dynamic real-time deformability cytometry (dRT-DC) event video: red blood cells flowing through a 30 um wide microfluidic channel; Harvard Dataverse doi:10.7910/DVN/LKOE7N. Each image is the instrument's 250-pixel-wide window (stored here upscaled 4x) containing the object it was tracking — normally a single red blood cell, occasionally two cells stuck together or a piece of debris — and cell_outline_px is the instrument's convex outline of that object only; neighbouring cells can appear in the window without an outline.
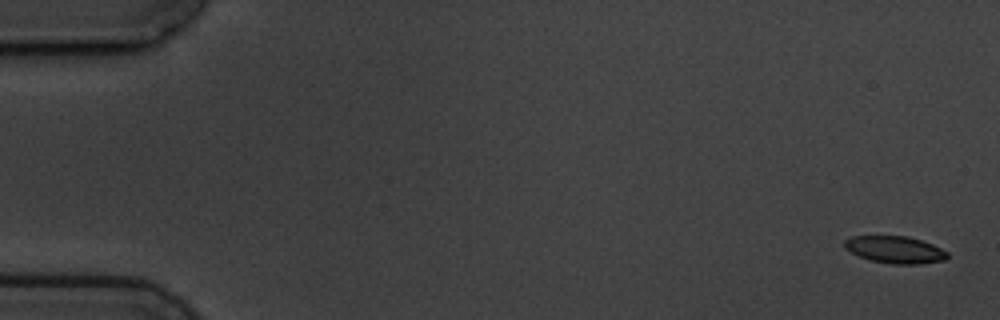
{"species": "common noctule bat (a hibernating species)", "species_latin": "Nyctalus noctula", "temperature_condition": "cold", "stored_images_in_passage": 9, "camera_frame_rate_fps": 3000, "um_per_image_px": 0.085, "animal": {"sex": "male", "body_mass_g": 19.5, "forearm_length_mm": 54.6}, "frame": {"image": 1, "passage_image": 1, "time_ms": 0.0, "image_size_px": [1000, 320], "cell_outline_px": [[948, 256], [944, 260], [920, 264], [892, 264], [872, 260], [860, 256], [844, 248], [844, 240], [852, 236], [908, 236], [932, 244], [948, 252]], "centroid_in_image_um": [76.08, 21.22], "position_along_channel_um": 8.9, "area_um2": 16.13}}
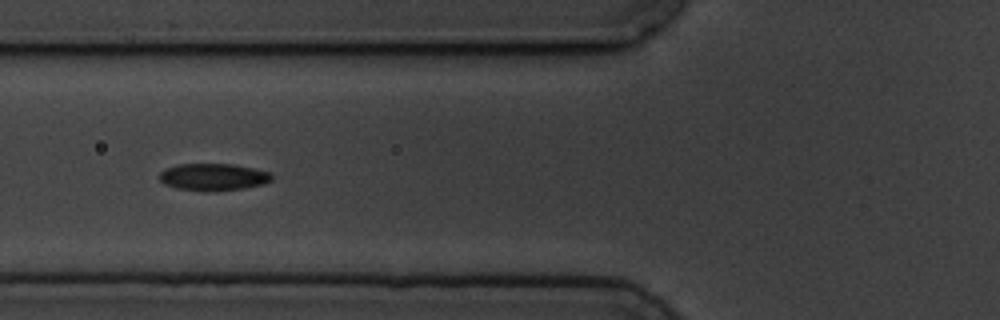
{"frame": {"image": 2, "passage_image": 7, "time_ms": 6.667, "image_size_px": [1000, 320], "cell_outline_px": [[272, 180], [264, 184], [244, 188], [208, 192], [176, 188], [164, 184], [160, 180], [160, 172], [164, 168], [180, 164], [232, 164], [272, 172]], "centroid_in_image_um": [18.13, 15.05], "position_along_channel_um": 107.7, "area_um2": 17.86}}
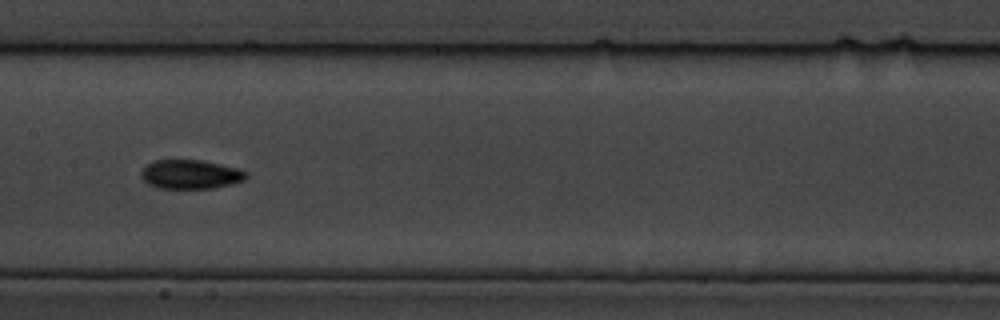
{"frame": {"image": 3, "passage_image": 9, "time_ms": 9.0, "image_size_px": [1000, 320], "cell_outline_px": [[248, 176], [244, 180], [232, 184], [212, 188], [156, 188], [148, 184], [140, 176], [140, 172], [152, 160], [200, 160], [220, 164], [236, 168], [248, 172]], "centroid_in_image_um": [16.18, 14.82], "position_along_channel_um": 191.2, "area_um2": 17.8}}